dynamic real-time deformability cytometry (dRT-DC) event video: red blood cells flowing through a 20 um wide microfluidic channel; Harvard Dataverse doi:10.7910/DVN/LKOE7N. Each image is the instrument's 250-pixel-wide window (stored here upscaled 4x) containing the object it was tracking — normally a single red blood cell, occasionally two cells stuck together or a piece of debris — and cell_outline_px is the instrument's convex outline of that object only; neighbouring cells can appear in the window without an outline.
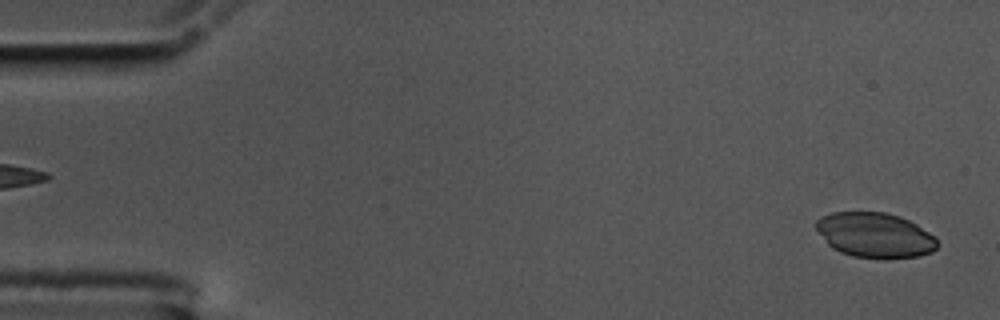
{"species": "common noctule bat (a hibernating species)", "species_latin": "Nyctalus noctula", "temperature_condition": "cold", "stored_images_in_passage": 57, "camera_frame_rate_fps": 3000, "um_per_image_px": 0.085, "animal": {"sex": "male", "body_mass_g": 17.5, "forearm_length_mm": 52.3}, "frame": {"image": 1, "passage_image": 2, "time_ms": 0.333, "image_size_px": [1000, 320], "cell_outline_px": [[940, 244], [932, 252], [916, 256], [852, 256], [840, 252], [832, 248], [828, 244], [816, 228], [816, 220], [820, 216], [832, 212], [884, 212], [900, 216], [916, 224], [936, 236]], "centroid_in_image_um": [74.37, 19.94], "position_along_channel_um": 10.6, "area_um2": 31.27}}